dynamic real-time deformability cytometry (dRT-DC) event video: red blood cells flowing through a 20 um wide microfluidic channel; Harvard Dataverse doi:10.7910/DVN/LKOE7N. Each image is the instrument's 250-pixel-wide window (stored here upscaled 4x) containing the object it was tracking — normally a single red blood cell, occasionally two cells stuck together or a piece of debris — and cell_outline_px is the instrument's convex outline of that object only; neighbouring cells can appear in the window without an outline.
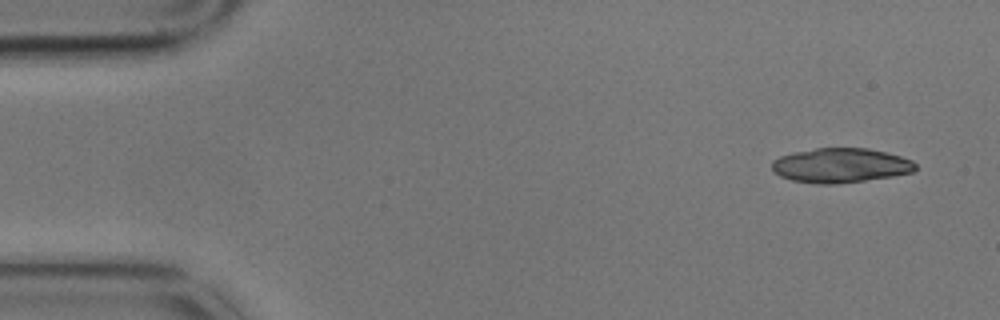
{"species": "common noctule bat (a hibernating species)", "species_latin": "Nyctalus noctula", "temperature_condition": "cold", "stored_images_in_passage": 9, "segment_of_instrument_passage": [1, 2], "camera_frame_rate_fps": 3000, "um_per_image_px": 0.085, "animal": {"sex": "male", "body_mass_g": 17.9}, "frame": {"image": 1, "passage_image": 1, "time_ms": 0.0, "image_size_px": [1000, 320], "cell_outline_px": [[916, 168], [912, 172], [892, 176], [836, 184], [816, 184], [792, 180], [780, 176], [772, 168], [772, 160], [780, 156], [792, 152], [816, 148], [868, 148], [900, 156], [912, 160], [916, 164]], "centroid_in_image_um": [71.43, 14.05], "position_along_channel_um": 13.6, "area_um2": 28.78}}